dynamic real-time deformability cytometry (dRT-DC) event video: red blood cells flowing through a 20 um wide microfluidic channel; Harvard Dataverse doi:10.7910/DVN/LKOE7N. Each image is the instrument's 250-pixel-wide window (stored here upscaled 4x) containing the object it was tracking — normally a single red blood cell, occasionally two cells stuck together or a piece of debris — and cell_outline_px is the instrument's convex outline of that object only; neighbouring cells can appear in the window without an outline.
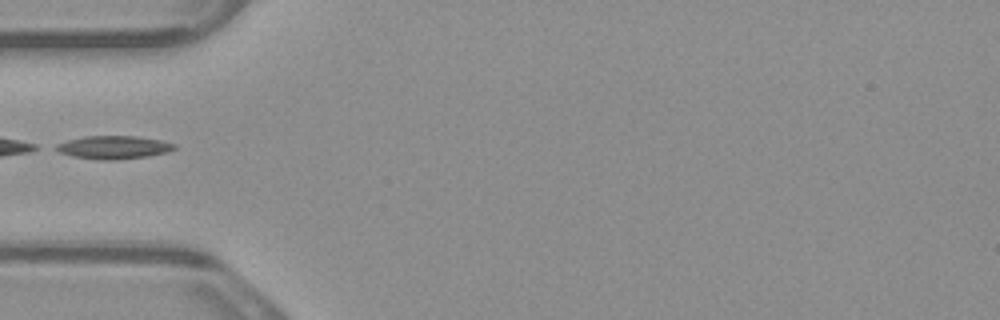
{"species": "common noctule bat (a hibernating species)", "species_latin": "Nyctalus noctula", "temperature_condition": "warm", "stored_images_in_passage": 5, "segment_of_instrument_passage": [2, 2], "camera_frame_rate_fps": 3000, "um_per_image_px": 0.085, "animal": {"sex": "male", "body_mass_g": 23.1, "forearm_length_mm": 52.7}, "frame": {"image": 1, "passage_image": 4, "time_ms": 1.0, "image_size_px": [1000, 320], "cell_outline_px": [[176, 148], [164, 152], [148, 156], [116, 160], [100, 160], [72, 156], [60, 152], [52, 148], [56, 144], [68, 140], [84, 136], [136, 136], [160, 140], [176, 144]], "centroid_in_image_um": [9.61, 12.52], "position_along_channel_um": 75.4, "area_um2": 15.9}}
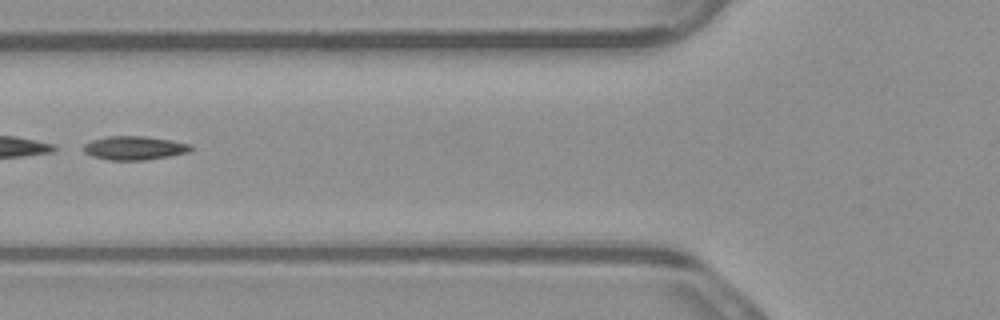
{"frame": {"image": 2, "passage_image": 5, "time_ms": 1.333, "image_size_px": [1000, 320], "cell_outline_px": [[192, 152], [144, 160], [108, 160], [92, 156], [84, 152], [80, 148], [84, 144], [92, 140], [108, 136], [144, 136], [172, 140], [192, 144]], "centroid_in_image_um": [11.42, 12.57], "position_along_channel_um": 114.4, "area_um2": 15.03}}